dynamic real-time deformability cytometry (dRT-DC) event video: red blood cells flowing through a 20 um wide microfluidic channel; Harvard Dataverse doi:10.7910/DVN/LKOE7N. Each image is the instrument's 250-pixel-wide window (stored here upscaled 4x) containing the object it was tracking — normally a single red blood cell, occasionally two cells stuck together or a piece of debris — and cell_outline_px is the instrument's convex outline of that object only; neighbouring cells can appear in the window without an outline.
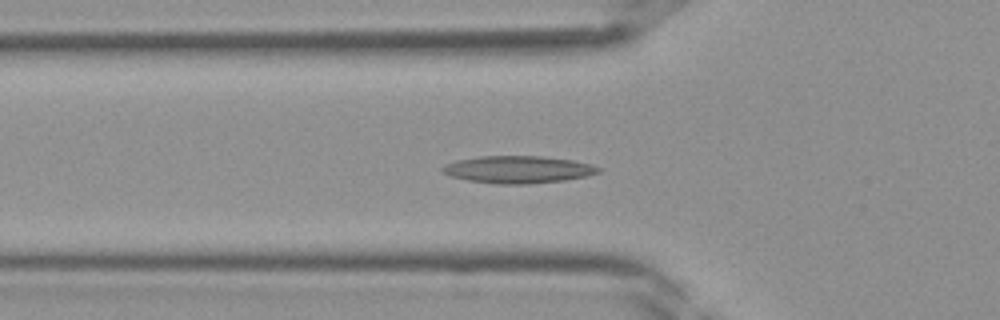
{"species": "Egyptian fruit bat (a non-hibernating species)", "species_latin": "Rousettus aegyptiacus", "temperature_condition": "room temperature", "stored_images_in_passage": 40, "segment_of_instrument_passage": [1, 2], "camera_frame_rate_fps": 3000, "um_per_image_px": 0.085, "frame": {"image": 1, "passage_image": 13, "time_ms": 4.0, "image_size_px": [1000, 320], "cell_outline_px": [[604, 168], [600, 172], [588, 176], [564, 180], [528, 184], [496, 184], [468, 180], [452, 176], [444, 172], [440, 168], [444, 164], [456, 160], [480, 156], [544, 156], [572, 160], [592, 164]], "centroid_in_image_um": [44.08, 14.4], "position_along_channel_um": 81.7, "area_um2": 24.97}}
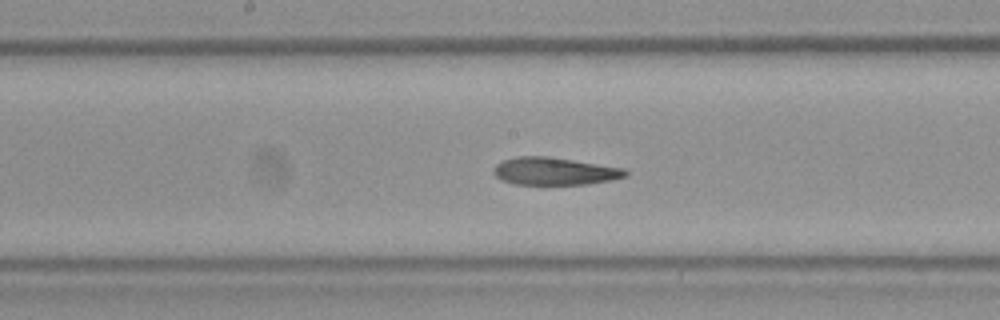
{"frame": {"image": 2, "passage_image": 20, "time_ms": 6.333, "image_size_px": [1000, 320], "cell_outline_px": [[628, 176], [612, 180], [588, 184], [516, 184], [500, 180], [492, 172], [492, 168], [496, 164], [504, 160], [516, 156], [548, 156], [624, 168], [628, 172]], "centroid_in_image_um": [47.12, 14.55], "position_along_channel_um": 201.1, "area_um2": 21.27}}
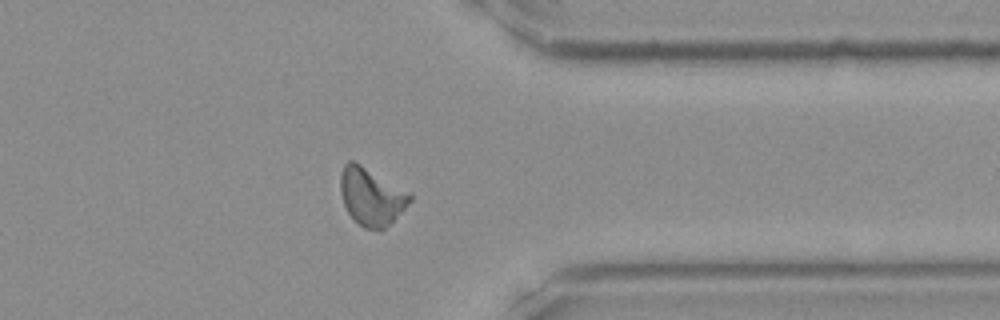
{"frame": {"image": 3, "passage_image": 31, "time_ms": 10.0, "image_size_px": [1000, 320], "cell_outline_px": [[412, 200], [380, 232], [364, 228], [348, 212], [344, 204], [340, 192], [340, 176], [344, 164], [348, 160], [352, 160], [360, 164], [412, 192]], "centroid_in_image_um": [31.57, 16.69], "position_along_channel_um": 379.8, "area_um2": 23.24}}